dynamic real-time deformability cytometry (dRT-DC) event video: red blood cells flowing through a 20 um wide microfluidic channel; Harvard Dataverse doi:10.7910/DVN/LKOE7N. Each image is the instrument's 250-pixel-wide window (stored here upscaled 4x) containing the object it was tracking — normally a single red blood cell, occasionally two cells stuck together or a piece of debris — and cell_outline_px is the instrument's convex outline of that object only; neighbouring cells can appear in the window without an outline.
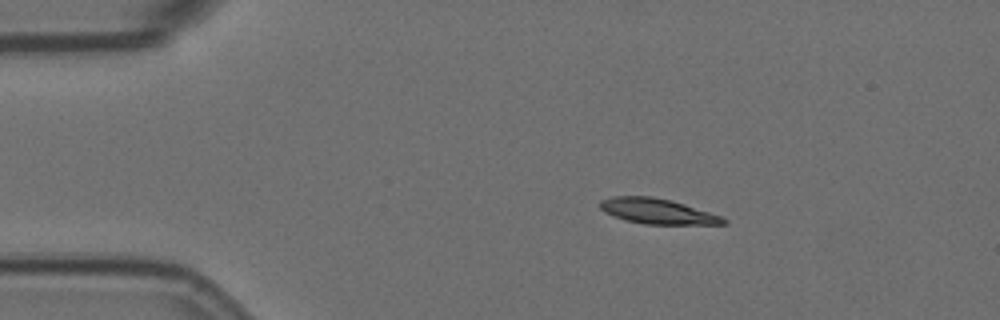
{"species": "Egyptian fruit bat (a non-hibernating species)", "species_latin": "Rousettus aegyptiacus", "temperature_condition": "room temperature", "stored_images_in_passage": 5, "camera_frame_rate_fps": 3000, "um_per_image_px": 0.085, "animal": {"sex": "female"}, "frame": {"image": 1, "passage_image": 1, "time_ms": 0.0, "image_size_px": [1000, 320], "cell_outline_px": [[728, 224], [644, 224], [624, 220], [604, 212], [600, 208], [600, 200], [612, 196], [652, 196], [684, 204], [724, 216], [728, 220]], "centroid_in_image_um": [55.9, 17.96], "position_along_channel_um": 29.1, "area_um2": 18.26}}
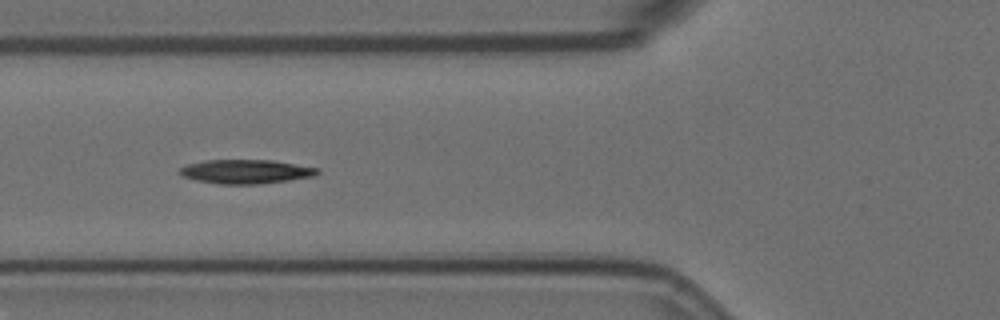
{"frame": {"image": 2, "passage_image": 4, "time_ms": 1.0, "image_size_px": [1000, 320], "cell_outline_px": [[320, 172], [312, 176], [288, 180], [260, 184], [220, 184], [196, 180], [184, 176], [180, 172], [180, 168], [188, 164], [204, 160], [272, 160], [320, 168]], "centroid_in_image_um": [20.92, 14.58], "position_along_channel_um": 104.9, "area_um2": 19.13}}
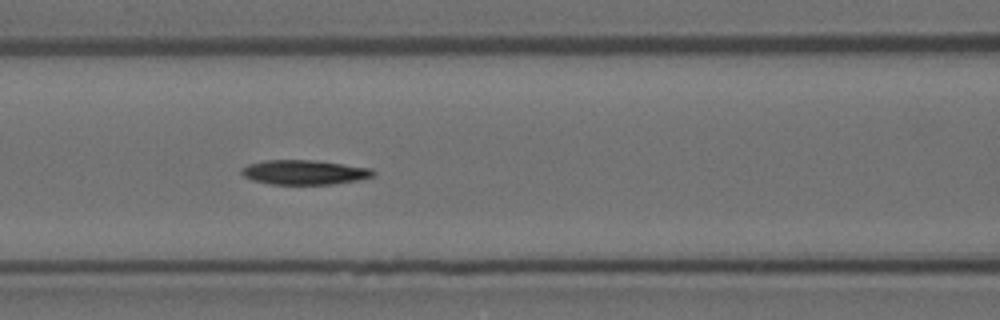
{"frame": {"image": 3, "passage_image": 5, "time_ms": 1.333, "image_size_px": [1000, 320], "cell_outline_px": [[376, 172], [372, 176], [360, 180], [332, 184], [272, 184], [252, 180], [244, 176], [240, 172], [240, 168], [248, 164], [264, 160], [316, 160], [372, 168]], "centroid_in_image_um": [25.87, 14.64], "position_along_channel_um": 140.7, "area_um2": 18.96}}